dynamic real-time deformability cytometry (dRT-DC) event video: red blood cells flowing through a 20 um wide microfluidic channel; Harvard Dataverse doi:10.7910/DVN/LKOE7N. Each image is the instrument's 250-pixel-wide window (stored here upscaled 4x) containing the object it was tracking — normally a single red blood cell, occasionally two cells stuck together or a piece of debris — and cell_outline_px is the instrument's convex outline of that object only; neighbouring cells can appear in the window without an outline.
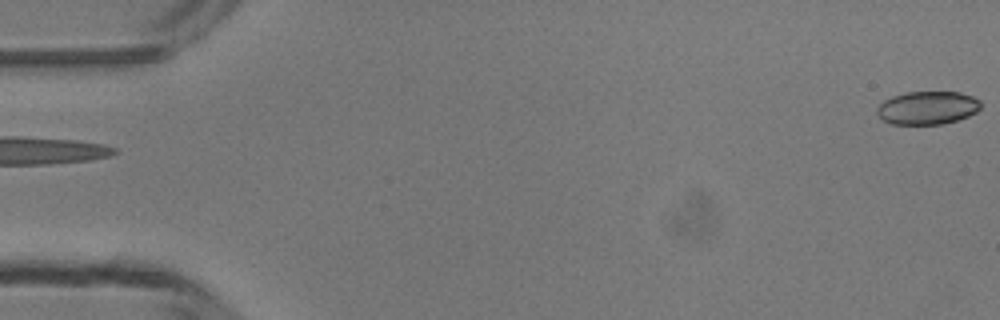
{"species": "common noctule bat (a hibernating species)", "species_latin": "Nyctalus noctula", "temperature_condition": "room temperature", "stored_images_in_passage": 4, "segment_of_instrument_passage": [2, 2], "camera_frame_rate_fps": 3000, "um_per_image_px": 0.085, "animal": {"sex": "male", "body_mass_g": 13.3}, "frame": {"image": 1, "passage_image": 4, "time_ms": 3.667, "image_size_px": [1000, 320], "cell_outline_px": [[980, 108], [976, 112], [968, 116], [944, 124], [892, 124], [884, 120], [876, 112], [876, 108], [884, 100], [892, 96], [904, 92], [960, 92], [972, 96], [980, 100]], "centroid_in_image_um": [78.83, 9.16], "position_along_channel_um": 6.2, "area_um2": 20.06}}